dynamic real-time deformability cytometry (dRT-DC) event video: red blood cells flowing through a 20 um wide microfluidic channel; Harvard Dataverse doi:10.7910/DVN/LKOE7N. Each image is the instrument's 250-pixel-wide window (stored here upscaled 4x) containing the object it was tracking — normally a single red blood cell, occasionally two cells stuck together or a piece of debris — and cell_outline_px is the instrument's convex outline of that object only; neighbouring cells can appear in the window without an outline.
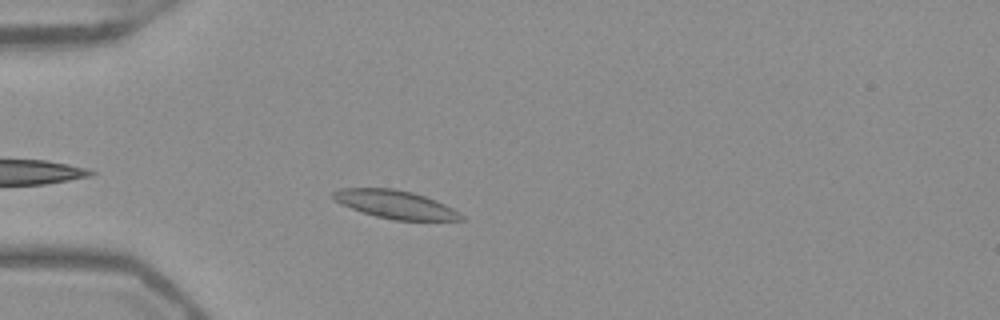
{"species": "Egyptian fruit bat (a non-hibernating species)", "species_latin": "Rousettus aegyptiacus", "temperature_condition": "warm", "stored_images_in_passage": 33, "camera_frame_rate_fps": 3000, "um_per_image_px": 0.085, "frame": {"image": 1, "passage_image": 4, "time_ms": 1.0, "image_size_px": [1000, 320], "cell_outline_px": [[464, 220], [396, 220], [376, 216], [340, 204], [332, 196], [332, 192], [340, 188], [392, 188], [412, 192], [436, 200], [460, 212], [464, 216]], "centroid_in_image_um": [33.62, 17.37], "position_along_channel_um": 51.4, "area_um2": 20.81}}
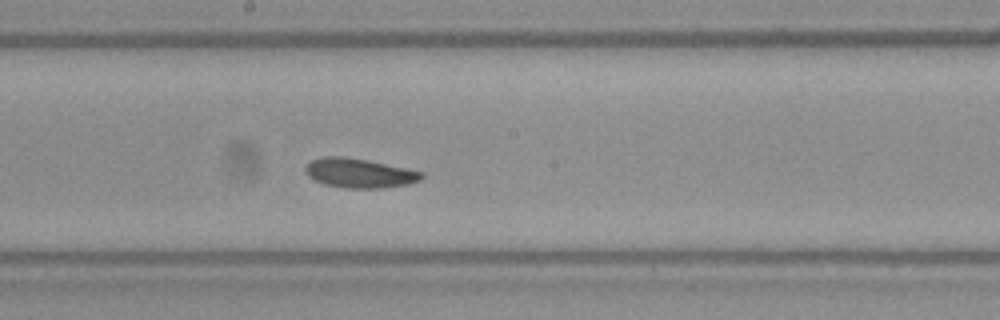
{"frame": {"image": 2, "passage_image": 18, "time_ms": 5.667, "image_size_px": [1000, 320], "cell_outline_px": [[424, 176], [420, 180], [408, 184], [380, 188], [344, 188], [324, 184], [308, 176], [304, 168], [312, 160], [324, 156], [344, 156], [368, 160], [424, 172]], "centroid_in_image_um": [30.55, 14.71], "position_along_channel_um": 217.7, "area_um2": 19.83}}
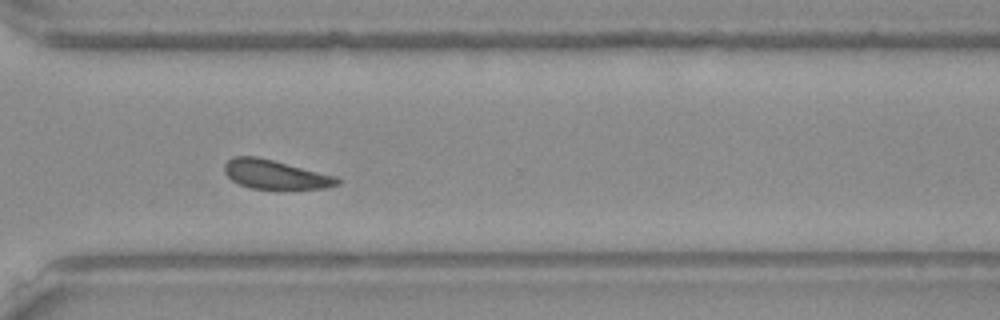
{"frame": {"image": 3, "passage_image": 28, "time_ms": 9.0, "image_size_px": [1000, 320], "cell_outline_px": [[340, 184], [324, 188], [252, 188], [240, 184], [232, 180], [224, 172], [224, 164], [232, 156], [256, 156], [336, 176], [340, 180]], "centroid_in_image_um": [23.37, 14.82], "position_along_channel_um": 347.2, "area_um2": 18.73}, "authors_computed_cell_mechanics": {"area_um2": 19.941, "velocity_mm_per_s": 3.8893, "shape_relaxation_time_tau1_ms": 7.5531, "shape_relaxation_time_tau2_ms": null, "deformation_change_tau1": 0.1253, "deformation_change_tau2": null}}